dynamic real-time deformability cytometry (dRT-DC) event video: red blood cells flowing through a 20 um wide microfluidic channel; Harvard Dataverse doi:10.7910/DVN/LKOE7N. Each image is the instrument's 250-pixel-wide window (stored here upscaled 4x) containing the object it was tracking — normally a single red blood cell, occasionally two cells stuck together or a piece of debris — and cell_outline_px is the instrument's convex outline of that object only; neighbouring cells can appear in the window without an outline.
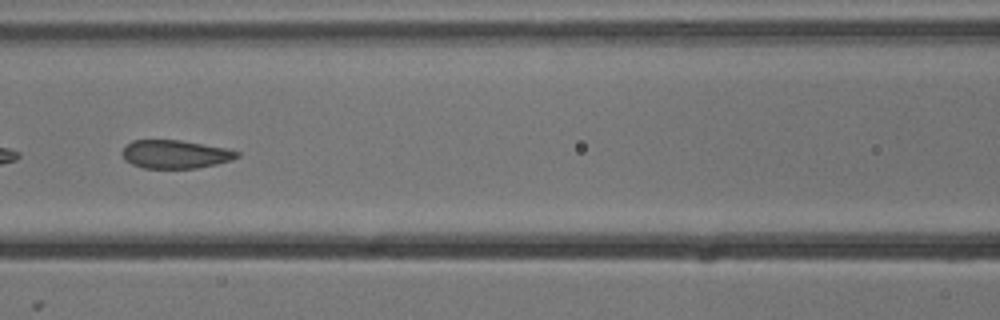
{"species": "common noctule bat (a hibernating species)", "species_latin": "Nyctalus noctula", "temperature_condition": "cold", "stored_images_in_passage": 7, "segment_of_instrument_passage": [2, 2], "camera_frame_rate_fps": 3000, "um_per_image_px": 0.085, "animal": {"sex": "male", "body_mass_g": 13.3}, "frame": {"image": 1, "passage_image": 7, "time_ms": 2.0, "image_size_px": [1000, 320], "cell_outline_px": [[240, 156], [232, 160], [216, 164], [196, 168], [144, 168], [132, 164], [124, 160], [120, 152], [132, 140], [180, 140], [224, 148], [240, 152]], "centroid_in_image_um": [14.87, 13.11], "position_along_channel_um": 151.7, "area_um2": 18.9}}